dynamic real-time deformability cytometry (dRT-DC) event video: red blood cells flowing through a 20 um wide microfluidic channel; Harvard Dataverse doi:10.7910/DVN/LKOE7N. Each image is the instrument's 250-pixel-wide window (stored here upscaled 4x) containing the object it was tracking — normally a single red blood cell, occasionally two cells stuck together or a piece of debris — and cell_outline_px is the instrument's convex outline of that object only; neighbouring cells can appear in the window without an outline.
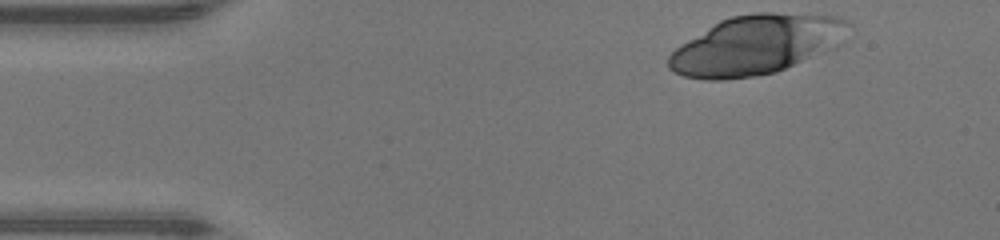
{"species": "human", "species_latin": "Homo sapiens", "temperature_condition": "warm", "stored_images_in_passage": 15, "camera_frame_rate_fps": 3000, "um_per_image_px": 0.085, "donor": {"sex": "male"}, "frame": {"image": 1, "passage_image": 1, "time_ms": 0.0, "image_size_px": [1000, 240], "cell_outline_px": [[852, 24], [840, 44], [836, 48], [776, 72], [756, 76], [724, 80], [704, 80], [684, 76], [668, 68], [668, 56], [676, 48], [688, 40], [720, 20], [732, 16], [752, 12], [772, 12], [836, 16], [848, 20]], "centroid_in_image_um": [64.33, 3.81], "position_along_channel_um": 20.7, "area_um2": 62.42}}